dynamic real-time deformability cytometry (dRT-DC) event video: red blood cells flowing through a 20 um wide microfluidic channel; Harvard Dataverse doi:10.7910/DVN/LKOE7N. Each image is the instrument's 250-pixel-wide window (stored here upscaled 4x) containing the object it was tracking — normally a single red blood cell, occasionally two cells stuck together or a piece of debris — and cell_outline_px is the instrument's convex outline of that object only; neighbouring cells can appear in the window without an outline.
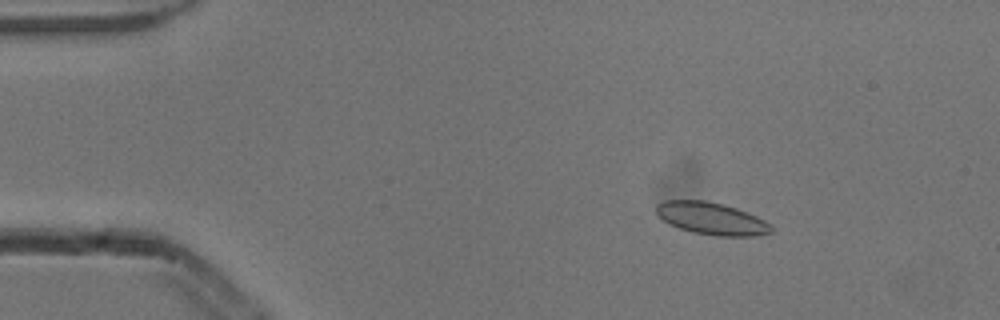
{"species": "common noctule bat (a hibernating species)", "species_latin": "Nyctalus noctula", "temperature_condition": "cold", "stored_images_in_passage": 3, "camera_frame_rate_fps": 3000, "um_per_image_px": 0.085, "animal": {"sex": "male", "body_mass_g": 13.3}, "frame": {"image": 1, "passage_image": 2, "time_ms": 0.333, "image_size_px": [1000, 320], "cell_outline_px": [[772, 232], [756, 236], [716, 236], [692, 232], [668, 224], [656, 212], [656, 204], [664, 200], [704, 200], [724, 204], [736, 208], [756, 216], [772, 224]], "centroid_in_image_um": [60.48, 18.57], "position_along_channel_um": 24.5, "area_um2": 21.68}}